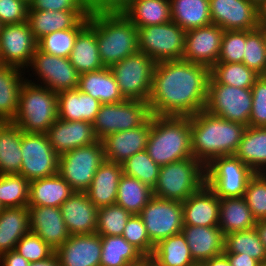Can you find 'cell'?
<instances>
[{
	"instance_id": "1",
	"label": "cell",
	"mask_w": 266,
	"mask_h": 266,
	"mask_svg": "<svg viewBox=\"0 0 266 266\" xmlns=\"http://www.w3.org/2000/svg\"><path fill=\"white\" fill-rule=\"evenodd\" d=\"M210 69L184 60L156 63L148 104L151 115L187 116L205 110Z\"/></svg>"
},
{
	"instance_id": "2",
	"label": "cell",
	"mask_w": 266,
	"mask_h": 266,
	"mask_svg": "<svg viewBox=\"0 0 266 266\" xmlns=\"http://www.w3.org/2000/svg\"><path fill=\"white\" fill-rule=\"evenodd\" d=\"M191 117V149L205 167L215 158L234 155L246 126L199 111Z\"/></svg>"
},
{
	"instance_id": "3",
	"label": "cell",
	"mask_w": 266,
	"mask_h": 266,
	"mask_svg": "<svg viewBox=\"0 0 266 266\" xmlns=\"http://www.w3.org/2000/svg\"><path fill=\"white\" fill-rule=\"evenodd\" d=\"M145 150L160 166L193 157L191 117L151 115V131Z\"/></svg>"
},
{
	"instance_id": "4",
	"label": "cell",
	"mask_w": 266,
	"mask_h": 266,
	"mask_svg": "<svg viewBox=\"0 0 266 266\" xmlns=\"http://www.w3.org/2000/svg\"><path fill=\"white\" fill-rule=\"evenodd\" d=\"M95 27L99 56L104 67L139 52L138 28L123 13L89 15Z\"/></svg>"
},
{
	"instance_id": "5",
	"label": "cell",
	"mask_w": 266,
	"mask_h": 266,
	"mask_svg": "<svg viewBox=\"0 0 266 266\" xmlns=\"http://www.w3.org/2000/svg\"><path fill=\"white\" fill-rule=\"evenodd\" d=\"M57 104L56 92L24 79L13 123L26 133H46L58 119Z\"/></svg>"
},
{
	"instance_id": "6",
	"label": "cell",
	"mask_w": 266,
	"mask_h": 266,
	"mask_svg": "<svg viewBox=\"0 0 266 266\" xmlns=\"http://www.w3.org/2000/svg\"><path fill=\"white\" fill-rule=\"evenodd\" d=\"M205 184V166L190 157L160 167L153 195L161 199L184 202Z\"/></svg>"
},
{
	"instance_id": "7",
	"label": "cell",
	"mask_w": 266,
	"mask_h": 266,
	"mask_svg": "<svg viewBox=\"0 0 266 266\" xmlns=\"http://www.w3.org/2000/svg\"><path fill=\"white\" fill-rule=\"evenodd\" d=\"M205 110L247 127L252 110V90L220 84L210 75Z\"/></svg>"
},
{
	"instance_id": "8",
	"label": "cell",
	"mask_w": 266,
	"mask_h": 266,
	"mask_svg": "<svg viewBox=\"0 0 266 266\" xmlns=\"http://www.w3.org/2000/svg\"><path fill=\"white\" fill-rule=\"evenodd\" d=\"M155 66L152 58L137 52L110 67L124 99L148 102Z\"/></svg>"
},
{
	"instance_id": "9",
	"label": "cell",
	"mask_w": 266,
	"mask_h": 266,
	"mask_svg": "<svg viewBox=\"0 0 266 266\" xmlns=\"http://www.w3.org/2000/svg\"><path fill=\"white\" fill-rule=\"evenodd\" d=\"M254 174L235 155L217 157L205 167L206 185L219 199L243 197Z\"/></svg>"
},
{
	"instance_id": "10",
	"label": "cell",
	"mask_w": 266,
	"mask_h": 266,
	"mask_svg": "<svg viewBox=\"0 0 266 266\" xmlns=\"http://www.w3.org/2000/svg\"><path fill=\"white\" fill-rule=\"evenodd\" d=\"M105 161L102 140L59 155L58 174L74 191L85 192Z\"/></svg>"
},
{
	"instance_id": "11",
	"label": "cell",
	"mask_w": 266,
	"mask_h": 266,
	"mask_svg": "<svg viewBox=\"0 0 266 266\" xmlns=\"http://www.w3.org/2000/svg\"><path fill=\"white\" fill-rule=\"evenodd\" d=\"M186 31L175 22L145 26L138 29L139 52L156 63L182 60Z\"/></svg>"
},
{
	"instance_id": "12",
	"label": "cell",
	"mask_w": 266,
	"mask_h": 266,
	"mask_svg": "<svg viewBox=\"0 0 266 266\" xmlns=\"http://www.w3.org/2000/svg\"><path fill=\"white\" fill-rule=\"evenodd\" d=\"M151 117L149 104L138 100L101 104L93 129L98 140L143 125Z\"/></svg>"
},
{
	"instance_id": "13",
	"label": "cell",
	"mask_w": 266,
	"mask_h": 266,
	"mask_svg": "<svg viewBox=\"0 0 266 266\" xmlns=\"http://www.w3.org/2000/svg\"><path fill=\"white\" fill-rule=\"evenodd\" d=\"M20 175L29 182L58 173L59 155L54 152L46 133H26L21 137Z\"/></svg>"
},
{
	"instance_id": "14",
	"label": "cell",
	"mask_w": 266,
	"mask_h": 266,
	"mask_svg": "<svg viewBox=\"0 0 266 266\" xmlns=\"http://www.w3.org/2000/svg\"><path fill=\"white\" fill-rule=\"evenodd\" d=\"M142 218L150 241H159L181 233L183 224L182 202L153 197L142 209Z\"/></svg>"
},
{
	"instance_id": "15",
	"label": "cell",
	"mask_w": 266,
	"mask_h": 266,
	"mask_svg": "<svg viewBox=\"0 0 266 266\" xmlns=\"http://www.w3.org/2000/svg\"><path fill=\"white\" fill-rule=\"evenodd\" d=\"M36 49L37 41L27 21L2 25L0 31V58L2 65L18 68L29 66Z\"/></svg>"
},
{
	"instance_id": "16",
	"label": "cell",
	"mask_w": 266,
	"mask_h": 266,
	"mask_svg": "<svg viewBox=\"0 0 266 266\" xmlns=\"http://www.w3.org/2000/svg\"><path fill=\"white\" fill-rule=\"evenodd\" d=\"M30 66L36 70L45 87L56 93L78 88L80 74L69 58L50 55L36 49Z\"/></svg>"
},
{
	"instance_id": "17",
	"label": "cell",
	"mask_w": 266,
	"mask_h": 266,
	"mask_svg": "<svg viewBox=\"0 0 266 266\" xmlns=\"http://www.w3.org/2000/svg\"><path fill=\"white\" fill-rule=\"evenodd\" d=\"M223 34L213 23L187 31L182 60L211 69L218 62Z\"/></svg>"
},
{
	"instance_id": "18",
	"label": "cell",
	"mask_w": 266,
	"mask_h": 266,
	"mask_svg": "<svg viewBox=\"0 0 266 266\" xmlns=\"http://www.w3.org/2000/svg\"><path fill=\"white\" fill-rule=\"evenodd\" d=\"M212 23L226 30L258 28L257 7L248 0H209Z\"/></svg>"
},
{
	"instance_id": "19",
	"label": "cell",
	"mask_w": 266,
	"mask_h": 266,
	"mask_svg": "<svg viewBox=\"0 0 266 266\" xmlns=\"http://www.w3.org/2000/svg\"><path fill=\"white\" fill-rule=\"evenodd\" d=\"M46 134L58 155L98 141L93 123L87 121H66L58 118Z\"/></svg>"
},
{
	"instance_id": "20",
	"label": "cell",
	"mask_w": 266,
	"mask_h": 266,
	"mask_svg": "<svg viewBox=\"0 0 266 266\" xmlns=\"http://www.w3.org/2000/svg\"><path fill=\"white\" fill-rule=\"evenodd\" d=\"M151 131V117L141 126L115 132L102 139L105 160L122 164L135 153L146 149Z\"/></svg>"
},
{
	"instance_id": "21",
	"label": "cell",
	"mask_w": 266,
	"mask_h": 266,
	"mask_svg": "<svg viewBox=\"0 0 266 266\" xmlns=\"http://www.w3.org/2000/svg\"><path fill=\"white\" fill-rule=\"evenodd\" d=\"M101 249L97 233L70 235L55 254L60 266H100Z\"/></svg>"
},
{
	"instance_id": "22",
	"label": "cell",
	"mask_w": 266,
	"mask_h": 266,
	"mask_svg": "<svg viewBox=\"0 0 266 266\" xmlns=\"http://www.w3.org/2000/svg\"><path fill=\"white\" fill-rule=\"evenodd\" d=\"M30 232L42 238L54 250L69 237L60 207L28 206Z\"/></svg>"
},
{
	"instance_id": "23",
	"label": "cell",
	"mask_w": 266,
	"mask_h": 266,
	"mask_svg": "<svg viewBox=\"0 0 266 266\" xmlns=\"http://www.w3.org/2000/svg\"><path fill=\"white\" fill-rule=\"evenodd\" d=\"M60 210L70 235L96 233L98 208L86 192L75 191Z\"/></svg>"
},
{
	"instance_id": "24",
	"label": "cell",
	"mask_w": 266,
	"mask_h": 266,
	"mask_svg": "<svg viewBox=\"0 0 266 266\" xmlns=\"http://www.w3.org/2000/svg\"><path fill=\"white\" fill-rule=\"evenodd\" d=\"M182 207L184 225L211 227L219 224L220 199L206 184L182 202Z\"/></svg>"
},
{
	"instance_id": "25",
	"label": "cell",
	"mask_w": 266,
	"mask_h": 266,
	"mask_svg": "<svg viewBox=\"0 0 266 266\" xmlns=\"http://www.w3.org/2000/svg\"><path fill=\"white\" fill-rule=\"evenodd\" d=\"M181 232L197 265L224 253L225 235L218 226L184 225Z\"/></svg>"
},
{
	"instance_id": "26",
	"label": "cell",
	"mask_w": 266,
	"mask_h": 266,
	"mask_svg": "<svg viewBox=\"0 0 266 266\" xmlns=\"http://www.w3.org/2000/svg\"><path fill=\"white\" fill-rule=\"evenodd\" d=\"M82 19H89L88 11L28 10L27 16L36 41L55 31L74 28Z\"/></svg>"
},
{
	"instance_id": "27",
	"label": "cell",
	"mask_w": 266,
	"mask_h": 266,
	"mask_svg": "<svg viewBox=\"0 0 266 266\" xmlns=\"http://www.w3.org/2000/svg\"><path fill=\"white\" fill-rule=\"evenodd\" d=\"M123 175L122 164L105 160L85 191L97 208L116 204L117 189Z\"/></svg>"
},
{
	"instance_id": "28",
	"label": "cell",
	"mask_w": 266,
	"mask_h": 266,
	"mask_svg": "<svg viewBox=\"0 0 266 266\" xmlns=\"http://www.w3.org/2000/svg\"><path fill=\"white\" fill-rule=\"evenodd\" d=\"M77 89L99 100L101 104L125 100L110 67L80 74Z\"/></svg>"
},
{
	"instance_id": "29",
	"label": "cell",
	"mask_w": 266,
	"mask_h": 266,
	"mask_svg": "<svg viewBox=\"0 0 266 266\" xmlns=\"http://www.w3.org/2000/svg\"><path fill=\"white\" fill-rule=\"evenodd\" d=\"M57 94L59 119L94 122L101 105L99 100L78 89L63 90Z\"/></svg>"
},
{
	"instance_id": "30",
	"label": "cell",
	"mask_w": 266,
	"mask_h": 266,
	"mask_svg": "<svg viewBox=\"0 0 266 266\" xmlns=\"http://www.w3.org/2000/svg\"><path fill=\"white\" fill-rule=\"evenodd\" d=\"M75 191L57 173L30 181L28 206L60 207Z\"/></svg>"
},
{
	"instance_id": "31",
	"label": "cell",
	"mask_w": 266,
	"mask_h": 266,
	"mask_svg": "<svg viewBox=\"0 0 266 266\" xmlns=\"http://www.w3.org/2000/svg\"><path fill=\"white\" fill-rule=\"evenodd\" d=\"M69 61L79 74L104 68L99 56L95 27L90 22L78 33Z\"/></svg>"
},
{
	"instance_id": "32",
	"label": "cell",
	"mask_w": 266,
	"mask_h": 266,
	"mask_svg": "<svg viewBox=\"0 0 266 266\" xmlns=\"http://www.w3.org/2000/svg\"><path fill=\"white\" fill-rule=\"evenodd\" d=\"M29 232L28 206L4 208L0 212V256L15 250L18 241Z\"/></svg>"
},
{
	"instance_id": "33",
	"label": "cell",
	"mask_w": 266,
	"mask_h": 266,
	"mask_svg": "<svg viewBox=\"0 0 266 266\" xmlns=\"http://www.w3.org/2000/svg\"><path fill=\"white\" fill-rule=\"evenodd\" d=\"M218 227L224 235L252 229L256 225L244 197L221 198Z\"/></svg>"
},
{
	"instance_id": "34",
	"label": "cell",
	"mask_w": 266,
	"mask_h": 266,
	"mask_svg": "<svg viewBox=\"0 0 266 266\" xmlns=\"http://www.w3.org/2000/svg\"><path fill=\"white\" fill-rule=\"evenodd\" d=\"M20 70L15 66H0V122H13L17 114L24 83Z\"/></svg>"
},
{
	"instance_id": "35",
	"label": "cell",
	"mask_w": 266,
	"mask_h": 266,
	"mask_svg": "<svg viewBox=\"0 0 266 266\" xmlns=\"http://www.w3.org/2000/svg\"><path fill=\"white\" fill-rule=\"evenodd\" d=\"M100 266H141L146 257L122 235L101 236Z\"/></svg>"
},
{
	"instance_id": "36",
	"label": "cell",
	"mask_w": 266,
	"mask_h": 266,
	"mask_svg": "<svg viewBox=\"0 0 266 266\" xmlns=\"http://www.w3.org/2000/svg\"><path fill=\"white\" fill-rule=\"evenodd\" d=\"M22 135L13 122H0V175L20 173Z\"/></svg>"
},
{
	"instance_id": "37",
	"label": "cell",
	"mask_w": 266,
	"mask_h": 266,
	"mask_svg": "<svg viewBox=\"0 0 266 266\" xmlns=\"http://www.w3.org/2000/svg\"><path fill=\"white\" fill-rule=\"evenodd\" d=\"M234 155L255 173L263 172L266 167V127L247 126Z\"/></svg>"
},
{
	"instance_id": "38",
	"label": "cell",
	"mask_w": 266,
	"mask_h": 266,
	"mask_svg": "<svg viewBox=\"0 0 266 266\" xmlns=\"http://www.w3.org/2000/svg\"><path fill=\"white\" fill-rule=\"evenodd\" d=\"M172 21L184 31L212 24L209 0H170Z\"/></svg>"
},
{
	"instance_id": "39",
	"label": "cell",
	"mask_w": 266,
	"mask_h": 266,
	"mask_svg": "<svg viewBox=\"0 0 266 266\" xmlns=\"http://www.w3.org/2000/svg\"><path fill=\"white\" fill-rule=\"evenodd\" d=\"M123 14L138 29L172 21L170 0L129 2Z\"/></svg>"
},
{
	"instance_id": "40",
	"label": "cell",
	"mask_w": 266,
	"mask_h": 266,
	"mask_svg": "<svg viewBox=\"0 0 266 266\" xmlns=\"http://www.w3.org/2000/svg\"><path fill=\"white\" fill-rule=\"evenodd\" d=\"M150 258L159 266H197L182 232L159 241Z\"/></svg>"
},
{
	"instance_id": "41",
	"label": "cell",
	"mask_w": 266,
	"mask_h": 266,
	"mask_svg": "<svg viewBox=\"0 0 266 266\" xmlns=\"http://www.w3.org/2000/svg\"><path fill=\"white\" fill-rule=\"evenodd\" d=\"M154 197L153 189L137 178L123 174L117 189L116 204L131 215H139Z\"/></svg>"
},
{
	"instance_id": "42",
	"label": "cell",
	"mask_w": 266,
	"mask_h": 266,
	"mask_svg": "<svg viewBox=\"0 0 266 266\" xmlns=\"http://www.w3.org/2000/svg\"><path fill=\"white\" fill-rule=\"evenodd\" d=\"M224 253H243L260 263L266 259V249L255 228L225 235Z\"/></svg>"
},
{
	"instance_id": "43",
	"label": "cell",
	"mask_w": 266,
	"mask_h": 266,
	"mask_svg": "<svg viewBox=\"0 0 266 266\" xmlns=\"http://www.w3.org/2000/svg\"><path fill=\"white\" fill-rule=\"evenodd\" d=\"M82 19L74 28L47 34L37 41V49L50 55L69 58L78 33L88 24Z\"/></svg>"
},
{
	"instance_id": "44",
	"label": "cell",
	"mask_w": 266,
	"mask_h": 266,
	"mask_svg": "<svg viewBox=\"0 0 266 266\" xmlns=\"http://www.w3.org/2000/svg\"><path fill=\"white\" fill-rule=\"evenodd\" d=\"M210 75L220 84L239 88H252L259 77L244 63L226 62H217L210 69Z\"/></svg>"
},
{
	"instance_id": "45",
	"label": "cell",
	"mask_w": 266,
	"mask_h": 266,
	"mask_svg": "<svg viewBox=\"0 0 266 266\" xmlns=\"http://www.w3.org/2000/svg\"><path fill=\"white\" fill-rule=\"evenodd\" d=\"M243 63L259 76H266V29L246 30Z\"/></svg>"
},
{
	"instance_id": "46",
	"label": "cell",
	"mask_w": 266,
	"mask_h": 266,
	"mask_svg": "<svg viewBox=\"0 0 266 266\" xmlns=\"http://www.w3.org/2000/svg\"><path fill=\"white\" fill-rule=\"evenodd\" d=\"M29 188L30 182L20 174L0 175V203L4 208L28 206Z\"/></svg>"
},
{
	"instance_id": "47",
	"label": "cell",
	"mask_w": 266,
	"mask_h": 266,
	"mask_svg": "<svg viewBox=\"0 0 266 266\" xmlns=\"http://www.w3.org/2000/svg\"><path fill=\"white\" fill-rule=\"evenodd\" d=\"M160 167L149 157L146 150L135 153L122 163L123 174L137 178L152 189L156 185Z\"/></svg>"
},
{
	"instance_id": "48",
	"label": "cell",
	"mask_w": 266,
	"mask_h": 266,
	"mask_svg": "<svg viewBox=\"0 0 266 266\" xmlns=\"http://www.w3.org/2000/svg\"><path fill=\"white\" fill-rule=\"evenodd\" d=\"M131 214L118 204L103 206L97 211L96 233L100 236L122 235Z\"/></svg>"
},
{
	"instance_id": "49",
	"label": "cell",
	"mask_w": 266,
	"mask_h": 266,
	"mask_svg": "<svg viewBox=\"0 0 266 266\" xmlns=\"http://www.w3.org/2000/svg\"><path fill=\"white\" fill-rule=\"evenodd\" d=\"M244 199L253 217L258 221L266 219V173H255L248 181Z\"/></svg>"
},
{
	"instance_id": "50",
	"label": "cell",
	"mask_w": 266,
	"mask_h": 266,
	"mask_svg": "<svg viewBox=\"0 0 266 266\" xmlns=\"http://www.w3.org/2000/svg\"><path fill=\"white\" fill-rule=\"evenodd\" d=\"M246 30L224 31L218 62L243 63Z\"/></svg>"
},
{
	"instance_id": "51",
	"label": "cell",
	"mask_w": 266,
	"mask_h": 266,
	"mask_svg": "<svg viewBox=\"0 0 266 266\" xmlns=\"http://www.w3.org/2000/svg\"><path fill=\"white\" fill-rule=\"evenodd\" d=\"M122 237L136 247L146 258L152 256L155 245L150 241L146 227L139 215L130 216Z\"/></svg>"
},
{
	"instance_id": "52",
	"label": "cell",
	"mask_w": 266,
	"mask_h": 266,
	"mask_svg": "<svg viewBox=\"0 0 266 266\" xmlns=\"http://www.w3.org/2000/svg\"><path fill=\"white\" fill-rule=\"evenodd\" d=\"M15 250L30 263L46 260L55 253L52 247L33 232L25 234L16 244Z\"/></svg>"
},
{
	"instance_id": "53",
	"label": "cell",
	"mask_w": 266,
	"mask_h": 266,
	"mask_svg": "<svg viewBox=\"0 0 266 266\" xmlns=\"http://www.w3.org/2000/svg\"><path fill=\"white\" fill-rule=\"evenodd\" d=\"M250 127H266V76H259L251 88Z\"/></svg>"
},
{
	"instance_id": "54",
	"label": "cell",
	"mask_w": 266,
	"mask_h": 266,
	"mask_svg": "<svg viewBox=\"0 0 266 266\" xmlns=\"http://www.w3.org/2000/svg\"><path fill=\"white\" fill-rule=\"evenodd\" d=\"M29 6L22 0H0V23L17 24L27 21Z\"/></svg>"
},
{
	"instance_id": "55",
	"label": "cell",
	"mask_w": 266,
	"mask_h": 266,
	"mask_svg": "<svg viewBox=\"0 0 266 266\" xmlns=\"http://www.w3.org/2000/svg\"><path fill=\"white\" fill-rule=\"evenodd\" d=\"M28 10L87 11L79 0H34Z\"/></svg>"
},
{
	"instance_id": "56",
	"label": "cell",
	"mask_w": 266,
	"mask_h": 266,
	"mask_svg": "<svg viewBox=\"0 0 266 266\" xmlns=\"http://www.w3.org/2000/svg\"><path fill=\"white\" fill-rule=\"evenodd\" d=\"M130 0H98L89 10V15L101 13H123Z\"/></svg>"
},
{
	"instance_id": "57",
	"label": "cell",
	"mask_w": 266,
	"mask_h": 266,
	"mask_svg": "<svg viewBox=\"0 0 266 266\" xmlns=\"http://www.w3.org/2000/svg\"><path fill=\"white\" fill-rule=\"evenodd\" d=\"M1 266H29L30 262L27 261L16 250H11L0 256Z\"/></svg>"
},
{
	"instance_id": "58",
	"label": "cell",
	"mask_w": 266,
	"mask_h": 266,
	"mask_svg": "<svg viewBox=\"0 0 266 266\" xmlns=\"http://www.w3.org/2000/svg\"><path fill=\"white\" fill-rule=\"evenodd\" d=\"M227 258L231 266H259L260 262L246 256L243 253H223Z\"/></svg>"
},
{
	"instance_id": "59",
	"label": "cell",
	"mask_w": 266,
	"mask_h": 266,
	"mask_svg": "<svg viewBox=\"0 0 266 266\" xmlns=\"http://www.w3.org/2000/svg\"><path fill=\"white\" fill-rule=\"evenodd\" d=\"M200 266H231L228 258L221 254L219 256L210 258L209 260H206L200 264Z\"/></svg>"
},
{
	"instance_id": "60",
	"label": "cell",
	"mask_w": 266,
	"mask_h": 266,
	"mask_svg": "<svg viewBox=\"0 0 266 266\" xmlns=\"http://www.w3.org/2000/svg\"><path fill=\"white\" fill-rule=\"evenodd\" d=\"M257 22L259 27L266 29V1L257 6Z\"/></svg>"
},
{
	"instance_id": "61",
	"label": "cell",
	"mask_w": 266,
	"mask_h": 266,
	"mask_svg": "<svg viewBox=\"0 0 266 266\" xmlns=\"http://www.w3.org/2000/svg\"><path fill=\"white\" fill-rule=\"evenodd\" d=\"M254 228L259 234V238L261 242L264 244L266 249V219L256 221V225Z\"/></svg>"
},
{
	"instance_id": "62",
	"label": "cell",
	"mask_w": 266,
	"mask_h": 266,
	"mask_svg": "<svg viewBox=\"0 0 266 266\" xmlns=\"http://www.w3.org/2000/svg\"><path fill=\"white\" fill-rule=\"evenodd\" d=\"M29 266H60V264L56 254L54 253L48 259L39 262H32Z\"/></svg>"
},
{
	"instance_id": "63",
	"label": "cell",
	"mask_w": 266,
	"mask_h": 266,
	"mask_svg": "<svg viewBox=\"0 0 266 266\" xmlns=\"http://www.w3.org/2000/svg\"><path fill=\"white\" fill-rule=\"evenodd\" d=\"M79 1L88 11L98 0H79Z\"/></svg>"
},
{
	"instance_id": "64",
	"label": "cell",
	"mask_w": 266,
	"mask_h": 266,
	"mask_svg": "<svg viewBox=\"0 0 266 266\" xmlns=\"http://www.w3.org/2000/svg\"><path fill=\"white\" fill-rule=\"evenodd\" d=\"M141 266H159L150 257L146 258Z\"/></svg>"
},
{
	"instance_id": "65",
	"label": "cell",
	"mask_w": 266,
	"mask_h": 266,
	"mask_svg": "<svg viewBox=\"0 0 266 266\" xmlns=\"http://www.w3.org/2000/svg\"><path fill=\"white\" fill-rule=\"evenodd\" d=\"M250 1L253 5H255L256 7L259 6L263 1L266 0H248Z\"/></svg>"
},
{
	"instance_id": "66",
	"label": "cell",
	"mask_w": 266,
	"mask_h": 266,
	"mask_svg": "<svg viewBox=\"0 0 266 266\" xmlns=\"http://www.w3.org/2000/svg\"><path fill=\"white\" fill-rule=\"evenodd\" d=\"M24 1L28 6H30V4L34 1V0H22Z\"/></svg>"
},
{
	"instance_id": "67",
	"label": "cell",
	"mask_w": 266,
	"mask_h": 266,
	"mask_svg": "<svg viewBox=\"0 0 266 266\" xmlns=\"http://www.w3.org/2000/svg\"><path fill=\"white\" fill-rule=\"evenodd\" d=\"M259 266H266V259L264 261H262Z\"/></svg>"
},
{
	"instance_id": "68",
	"label": "cell",
	"mask_w": 266,
	"mask_h": 266,
	"mask_svg": "<svg viewBox=\"0 0 266 266\" xmlns=\"http://www.w3.org/2000/svg\"><path fill=\"white\" fill-rule=\"evenodd\" d=\"M140 1H147V0H130L129 2H140Z\"/></svg>"
},
{
	"instance_id": "69",
	"label": "cell",
	"mask_w": 266,
	"mask_h": 266,
	"mask_svg": "<svg viewBox=\"0 0 266 266\" xmlns=\"http://www.w3.org/2000/svg\"><path fill=\"white\" fill-rule=\"evenodd\" d=\"M4 209L3 205L0 203V212Z\"/></svg>"
}]
</instances>
